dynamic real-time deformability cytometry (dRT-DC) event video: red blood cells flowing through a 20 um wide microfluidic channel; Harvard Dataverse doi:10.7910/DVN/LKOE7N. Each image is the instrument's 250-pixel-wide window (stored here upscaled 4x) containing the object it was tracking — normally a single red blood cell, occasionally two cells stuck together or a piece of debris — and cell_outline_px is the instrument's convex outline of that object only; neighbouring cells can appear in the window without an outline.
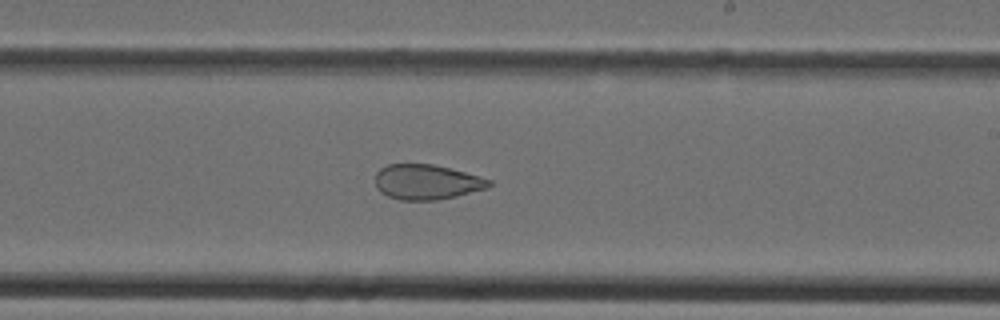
{"species": "Egyptian fruit bat (a non-hibernating species)", "species_latin": "Rousettus aegyptiacus", "temperature_condition": "cold", "stored_images_in_passage": 38, "camera_frame_rate_fps": 3000, "um_per_image_px": 0.085, "animal": {"sex": "female"}, "frame": {"image": 1, "passage_image": 22, "time_ms": 7.0, "image_size_px": [1000, 320], "cell_outline_px": [[492, 184], [488, 188], [456, 196], [436, 200], [400, 200], [388, 196], [380, 192], [376, 188], [376, 172], [380, 168], [388, 164], [432, 164], [464, 172], [492, 180]], "centroid_in_image_um": [36.25, 15.47], "position_along_channel_um": 252.7, "area_um2": 23.18}}